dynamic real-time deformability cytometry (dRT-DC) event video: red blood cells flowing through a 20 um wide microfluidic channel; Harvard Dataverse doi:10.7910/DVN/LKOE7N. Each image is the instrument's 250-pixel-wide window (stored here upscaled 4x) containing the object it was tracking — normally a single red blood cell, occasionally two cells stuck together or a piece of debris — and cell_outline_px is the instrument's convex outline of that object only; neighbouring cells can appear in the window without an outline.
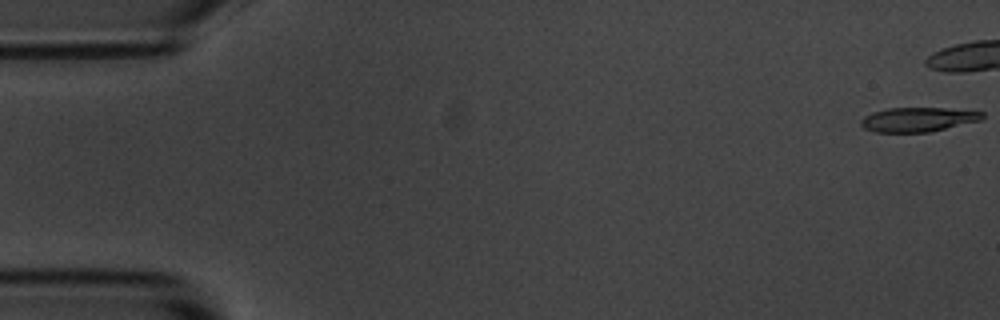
{"species": "common noctule bat (a hibernating species)", "species_latin": "Nyctalus noctula", "temperature_condition": "room temperature", "stored_images_in_passage": 43, "camera_frame_rate_fps": 3000, "um_per_image_px": 0.085, "animal": {"sex": "male", "body_mass_g": 20.1, "forearm_length_mm": 53.5}, "frame": {"image": 1, "passage_image": 1, "time_ms": 0.0, "image_size_px": [1000, 320], "cell_outline_px": [[984, 116], [980, 120], [928, 132], [876, 132], [864, 128], [860, 124], [860, 120], [864, 116], [872, 112], [888, 108], [944, 108], [984, 112]], "centroid_in_image_um": [77.98, 10.15], "position_along_channel_um": 7.0, "area_um2": 17.05}}
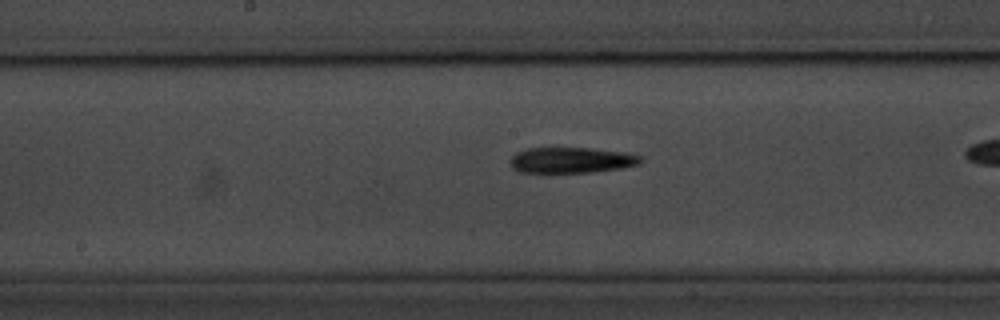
{"frame": {"image": 2, "passage_image": 28, "time_ms": 9.0, "image_size_px": [1000, 320], "cell_outline_px": [[640, 164], [620, 168], [592, 172], [520, 172], [512, 168], [512, 156], [516, 152], [528, 148], [592, 148], [624, 152], [640, 156]], "centroid_in_image_um": [48.56, 13.61], "position_along_channel_um": 199.6, "area_um2": 19.31}}
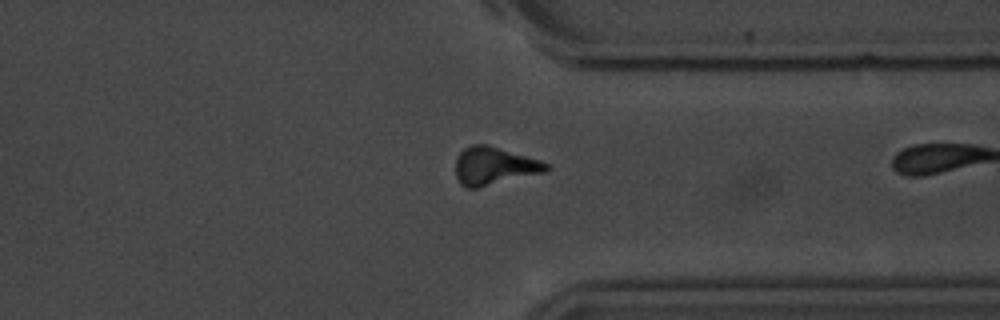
{"frame": {"image": 3, "passage_image": 42, "time_ms": 13.667, "image_size_px": [1000, 320], "cell_outline_px": [[552, 168], [544, 172], [476, 188], [468, 188], [460, 184], [456, 176], [456, 160], [460, 152], [464, 148], [472, 144], [484, 144], [540, 160], [552, 164]], "centroid_in_image_um": [42.01, 14.11], "position_along_channel_um": 369.4, "area_um2": 19.77}}